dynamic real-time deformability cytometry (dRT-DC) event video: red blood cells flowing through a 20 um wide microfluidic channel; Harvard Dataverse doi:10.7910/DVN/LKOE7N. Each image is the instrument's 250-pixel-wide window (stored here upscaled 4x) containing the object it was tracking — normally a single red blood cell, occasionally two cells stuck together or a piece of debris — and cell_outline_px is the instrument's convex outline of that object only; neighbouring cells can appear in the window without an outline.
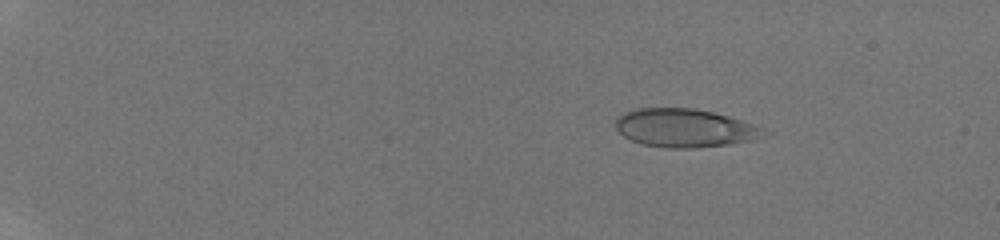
{"species": "human", "species_latin": "Homo sapiens", "temperature_condition": "room temperature", "stored_images_in_passage": 15, "camera_frame_rate_fps": 3000, "um_per_image_px": 0.085, "donor": {"sex": "male"}, "frame": {"image": 1, "passage_image": 6, "time_ms": 3.333, "image_size_px": [1000, 240], "cell_outline_px": [[772, 132], [768, 136], [752, 140], [728, 144], [692, 148], [668, 148], [640, 144], [624, 136], [616, 128], [616, 120], [624, 112], [636, 108], [692, 108], [712, 112], [728, 116], [756, 124]], "centroid_in_image_um": [58.27, 10.88], "position_along_channel_um": 26.7, "area_um2": 33.35}}
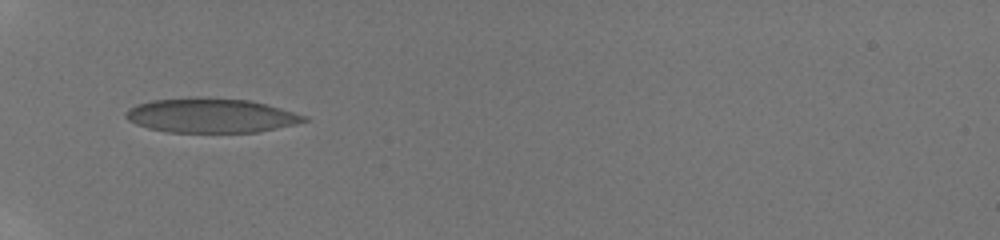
{"frame": {"image": 2, "passage_image": 12, "time_ms": 7.333, "image_size_px": [1000, 240], "cell_outline_px": [[308, 120], [296, 124], [256, 132], [168, 132], [148, 128], [136, 124], [128, 120], [124, 116], [124, 112], [136, 104], [152, 100], [188, 96], [204, 96], [248, 100], [280, 108], [304, 116]], "centroid_in_image_um": [17.84, 9.8], "position_along_channel_um": 67.2, "area_um2": 35.89}}
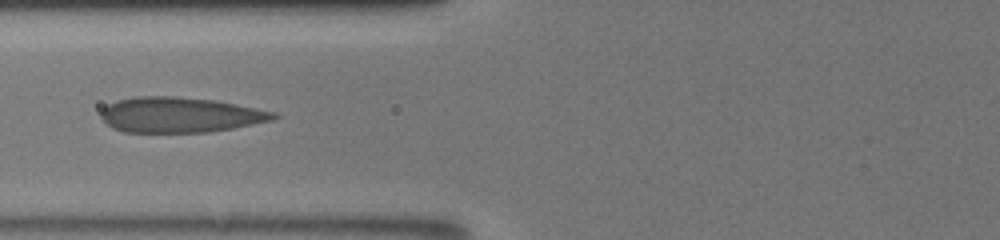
{"frame": {"image": 3, "passage_image": 14, "time_ms": 8.667, "image_size_px": [1000, 240], "cell_outline_px": [[280, 116], [272, 120], [232, 128], [208, 132], [124, 132], [112, 128], [100, 116], [100, 112], [108, 104], [116, 100], [136, 96], [176, 96], [216, 100], [276, 112]], "centroid_in_image_um": [15.29, 9.75], "position_along_channel_um": 110.5, "area_um2": 35.55}}